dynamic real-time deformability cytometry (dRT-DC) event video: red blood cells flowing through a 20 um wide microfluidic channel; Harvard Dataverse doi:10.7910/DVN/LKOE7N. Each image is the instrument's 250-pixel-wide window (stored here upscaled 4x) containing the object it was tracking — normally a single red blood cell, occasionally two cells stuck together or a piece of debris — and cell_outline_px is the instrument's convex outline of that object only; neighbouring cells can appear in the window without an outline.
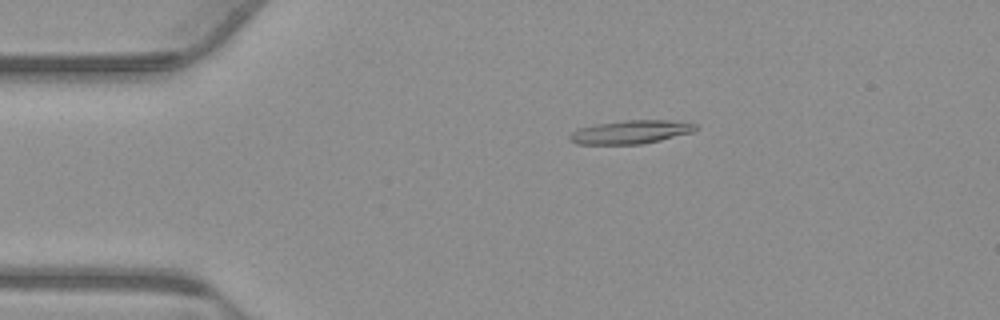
{"species": "common noctule bat (a hibernating species)", "species_latin": "Nyctalus noctula", "temperature_condition": "warm", "stored_images_in_passage": 55, "camera_frame_rate_fps": 3000, "um_per_image_px": 0.085, "animal": {"sex": "male", "body_mass_g": 23.1, "forearm_length_mm": 52.7}, "frame": {"image": 1, "passage_image": 11, "time_ms": 3.333, "image_size_px": [1000, 320], "cell_outline_px": [[696, 128], [692, 132], [660, 140], [640, 144], [576, 144], [568, 136], [576, 128], [596, 124], [624, 120], [668, 120], [696, 124]], "centroid_in_image_um": [53.56, 11.21], "position_along_channel_um": 31.4, "area_um2": 17.05}}
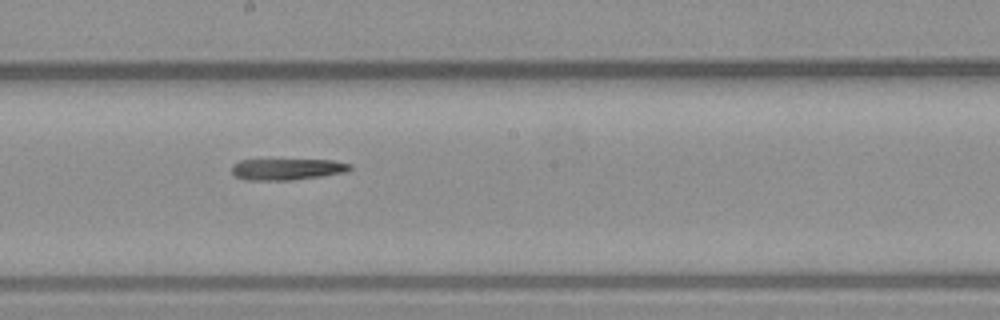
{"frame": {"image": 2, "passage_image": 30, "time_ms": 9.667, "image_size_px": [1000, 320], "cell_outline_px": [[352, 168], [348, 172], [292, 180], [244, 180], [236, 176], [232, 172], [232, 164], [240, 160], [332, 160], [352, 164]], "centroid_in_image_um": [24.42, 14.38], "position_along_channel_um": 223.8, "area_um2": 14.74}}
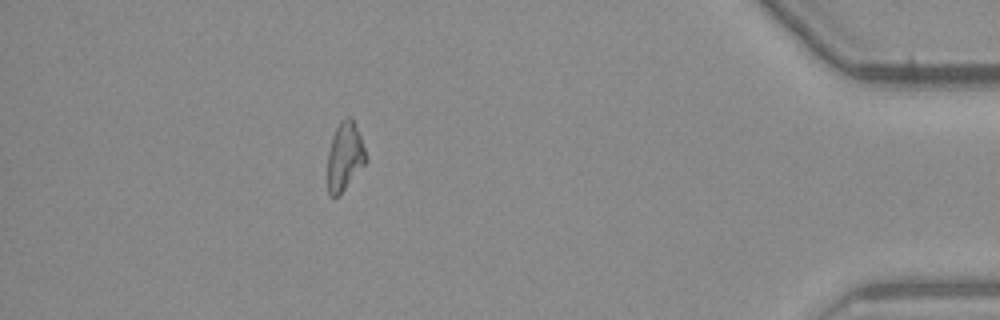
{"frame": {"image": 3, "passage_image": 49, "time_ms": 16.0, "image_size_px": [1000, 320], "cell_outline_px": [[368, 160], [340, 196], [328, 196], [328, 152], [332, 136], [336, 128], [348, 116], [352, 116], [360, 136]], "centroid_in_image_um": [29.31, 13.34], "position_along_channel_um": 405.9, "area_um2": 15.26}}